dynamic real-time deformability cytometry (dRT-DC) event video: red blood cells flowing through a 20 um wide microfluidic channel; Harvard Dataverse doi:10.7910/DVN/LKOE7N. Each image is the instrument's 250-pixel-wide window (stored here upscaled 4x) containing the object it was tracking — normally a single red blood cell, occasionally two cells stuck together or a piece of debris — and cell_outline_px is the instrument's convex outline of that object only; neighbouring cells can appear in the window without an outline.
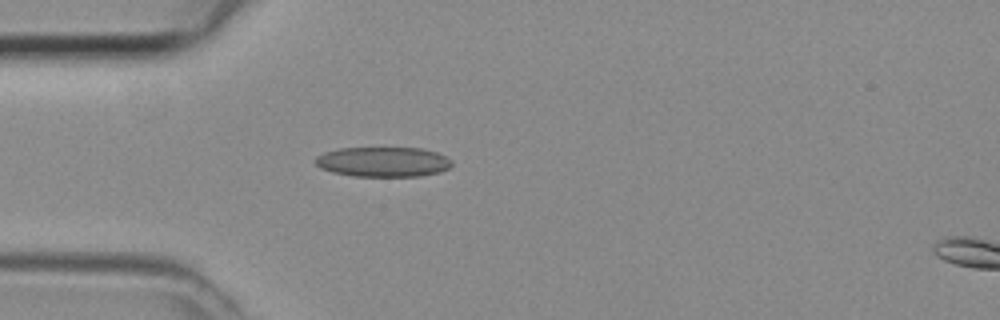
{"species": "common noctule bat (a hibernating species)", "species_latin": "Nyctalus noctula", "temperature_condition": "room temperature", "stored_images_in_passage": 34, "camera_frame_rate_fps": 3000, "um_per_image_px": 0.085, "animal": {"sex": "female", "body_mass_g": 29.2, "forearm_length_mm": 56.3}, "frame": {"image": 1, "passage_image": 1, "time_ms": 0.0, "image_size_px": [1000, 320], "cell_outline_px": [[452, 164], [448, 168], [440, 172], [420, 176], [352, 176], [332, 172], [320, 168], [312, 160], [316, 156], [324, 152], [340, 148], [420, 148], [436, 152], [452, 160]], "centroid_in_image_um": [32.53, 13.76], "position_along_channel_um": 52.5, "area_um2": 23.87}}
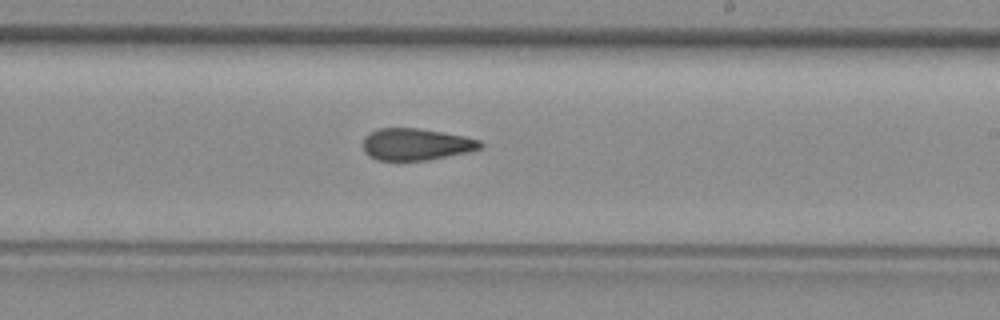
{"frame": {"image": 2, "passage_image": 15, "time_ms": 4.667, "image_size_px": [1000, 320], "cell_outline_px": [[484, 144], [480, 148], [468, 152], [428, 160], [376, 160], [368, 156], [364, 152], [364, 136], [380, 128], [416, 128], [464, 136], [480, 140]], "centroid_in_image_um": [35.36, 12.27], "position_along_channel_um": 253.6, "area_um2": 21.62}}
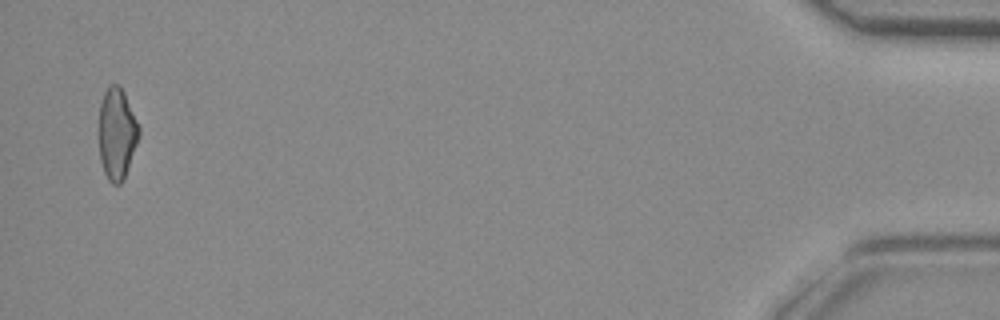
{"frame": {"image": 3, "passage_image": 33, "time_ms": 10.667, "image_size_px": [1000, 320], "cell_outline_px": [[140, 132], [136, 144], [124, 176], [120, 184], [112, 184], [108, 180], [104, 172], [100, 160], [96, 132], [100, 104], [104, 92], [112, 84], [120, 84], [124, 92], [140, 128]], "centroid_in_image_um": [9.87, 11.33], "position_along_channel_um": 425.3, "area_um2": 21.62}}